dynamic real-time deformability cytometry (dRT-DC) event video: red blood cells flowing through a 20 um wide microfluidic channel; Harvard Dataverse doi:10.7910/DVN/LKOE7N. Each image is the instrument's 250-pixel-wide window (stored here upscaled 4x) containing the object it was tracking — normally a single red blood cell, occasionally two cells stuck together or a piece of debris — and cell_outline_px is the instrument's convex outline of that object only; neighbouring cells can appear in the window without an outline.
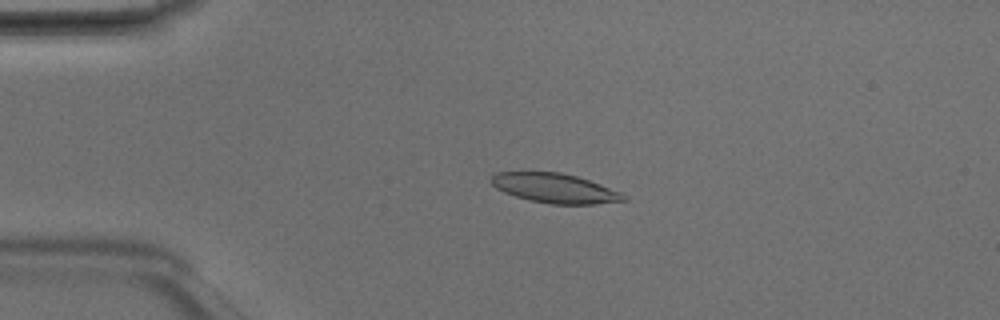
{"species": "Egyptian fruit bat (a non-hibernating species)", "species_latin": "Rousettus aegyptiacus", "temperature_condition": "room temperature", "stored_images_in_passage": 4, "camera_frame_rate_fps": 3000, "um_per_image_px": 0.085, "animal": {"sex": "male"}, "frame": {"image": 1, "passage_image": 3, "time_ms": 0.667, "image_size_px": [1000, 320], "cell_outline_px": [[628, 200], [596, 204], [548, 204], [528, 200], [504, 192], [496, 188], [488, 180], [496, 172], [560, 172], [576, 176], [600, 184], [620, 192], [628, 196]], "centroid_in_image_um": [47.15, 16.0], "position_along_channel_um": 37.8, "area_um2": 22.83}}